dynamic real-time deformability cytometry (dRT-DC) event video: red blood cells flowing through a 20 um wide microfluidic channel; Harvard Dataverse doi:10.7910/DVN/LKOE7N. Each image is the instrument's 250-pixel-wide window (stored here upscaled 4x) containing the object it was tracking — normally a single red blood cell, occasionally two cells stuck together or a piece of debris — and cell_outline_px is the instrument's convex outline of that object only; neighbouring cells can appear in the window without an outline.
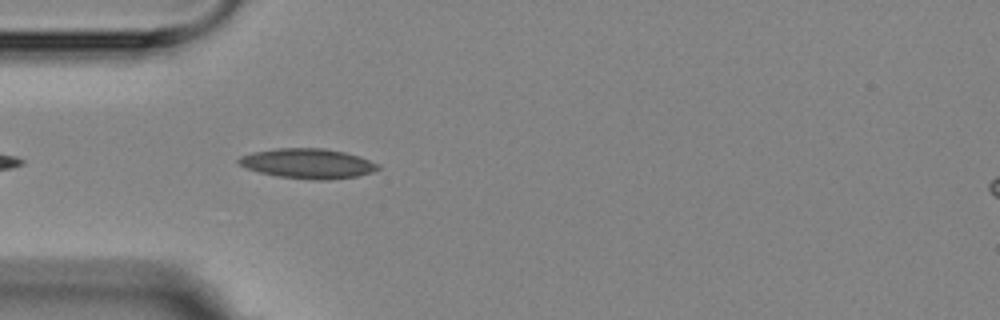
{"species": "Egyptian fruit bat (a non-hibernating species)", "species_latin": "Rousettus aegyptiacus", "temperature_condition": "room temperature", "stored_images_in_passage": 6, "camera_frame_rate_fps": 3000, "um_per_image_px": 0.085, "animal": {"sex": "female"}, "frame": {"image": 1, "passage_image": 5, "time_ms": 4.667, "image_size_px": [1000, 320], "cell_outline_px": [[380, 168], [372, 172], [356, 176], [328, 180], [312, 180], [276, 176], [244, 168], [236, 160], [240, 156], [252, 152], [276, 148], [324, 148], [344, 152], [360, 156], [380, 164]], "centroid_in_image_um": [26.16, 13.9], "position_along_channel_um": 58.8, "area_um2": 24.45}}